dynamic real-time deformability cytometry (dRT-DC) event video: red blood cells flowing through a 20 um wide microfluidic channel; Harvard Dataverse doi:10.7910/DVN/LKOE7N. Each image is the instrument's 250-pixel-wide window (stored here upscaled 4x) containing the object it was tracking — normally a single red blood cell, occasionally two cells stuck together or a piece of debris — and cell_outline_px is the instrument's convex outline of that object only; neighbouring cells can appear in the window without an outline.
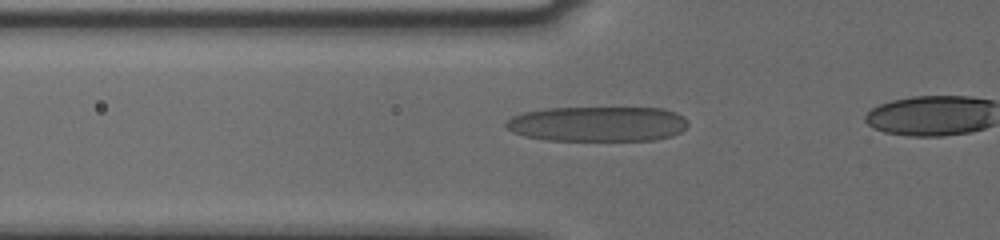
{"species": "human", "species_latin": "Homo sapiens", "temperature_condition": "cold", "stored_images_in_passage": 46, "camera_frame_rate_fps": 3000, "um_per_image_px": 0.085, "donor": {"sex": "male"}, "frame": {"image": 1, "passage_image": 18, "time_ms": 5.667, "image_size_px": [1000, 240], "cell_outline_px": [[688, 124], [680, 132], [672, 136], [656, 140], [544, 140], [524, 136], [512, 132], [504, 128], [504, 124], [512, 116], [524, 112], [544, 108], [664, 108], [676, 112], [684, 116], [688, 120]], "centroid_in_image_um": [50.79, 10.53], "position_along_channel_um": 75.0, "area_um2": 37.57}}
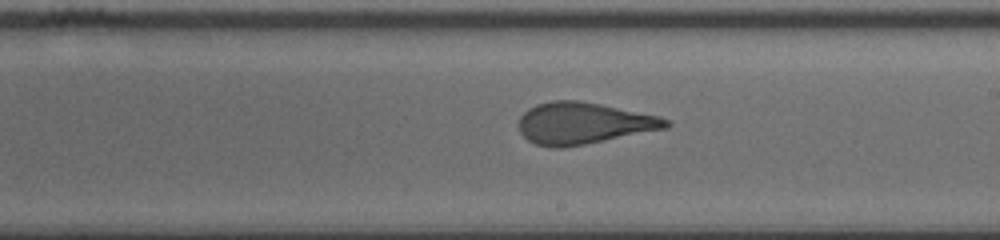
{"frame": {"image": 2, "passage_image": 31, "time_ms": 10.0, "image_size_px": [1000, 240], "cell_outline_px": [[672, 124], [668, 128], [564, 148], [552, 148], [536, 144], [528, 140], [520, 132], [520, 116], [528, 108], [536, 104], [552, 100], [580, 100], [660, 116], [668, 120]], "centroid_in_image_um": [49.59, 10.47], "position_along_channel_um": 239.4, "area_um2": 35.72}}
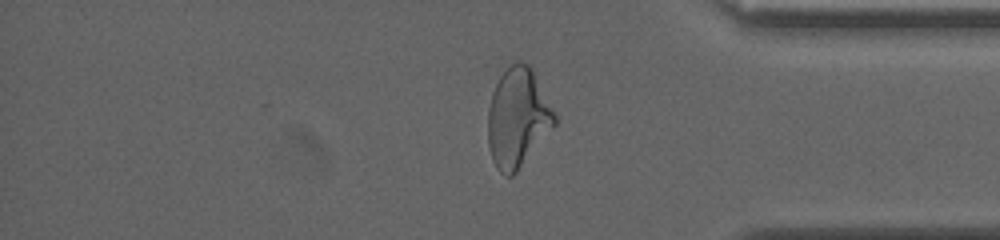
{"frame": {"image": 3, "passage_image": 44, "time_ms": 14.333, "image_size_px": [1000, 240], "cell_outline_px": [[556, 124], [516, 172], [512, 176], [504, 176], [496, 168], [492, 160], [488, 144], [488, 108], [492, 92], [500, 76], [516, 60], [520, 60], [528, 64], [532, 68], [556, 116]], "centroid_in_image_um": [43.99, 10.02], "position_along_channel_um": 391.2, "area_um2": 38.26}}